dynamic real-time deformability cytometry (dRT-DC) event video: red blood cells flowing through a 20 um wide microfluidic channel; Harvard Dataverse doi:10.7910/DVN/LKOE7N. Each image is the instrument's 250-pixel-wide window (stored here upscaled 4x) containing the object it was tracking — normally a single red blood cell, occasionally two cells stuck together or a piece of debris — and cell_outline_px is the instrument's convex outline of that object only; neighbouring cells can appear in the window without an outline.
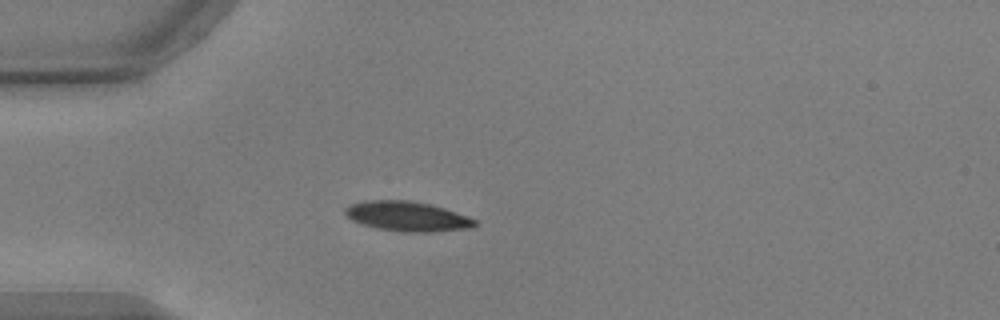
{"species": "common noctule bat (a hibernating species)", "species_latin": "Nyctalus noctula", "temperature_condition": "warm", "stored_images_in_passage": 40, "camera_frame_rate_fps": 3000, "um_per_image_px": 0.085, "animal": {"sex": "male", "body_mass_g": 17.9, "forearm_length_mm": 54.2}, "frame": {"image": 1, "passage_image": 1, "time_ms": 0.0, "image_size_px": [1000, 320], "cell_outline_px": [[476, 224], [472, 228], [432, 232], [404, 232], [376, 228], [360, 224], [352, 220], [344, 212], [344, 208], [348, 204], [364, 200], [408, 200], [428, 204], [444, 208], [468, 216], [476, 220]], "centroid_in_image_um": [34.58, 18.39], "position_along_channel_um": 50.4, "area_um2": 22.66}}
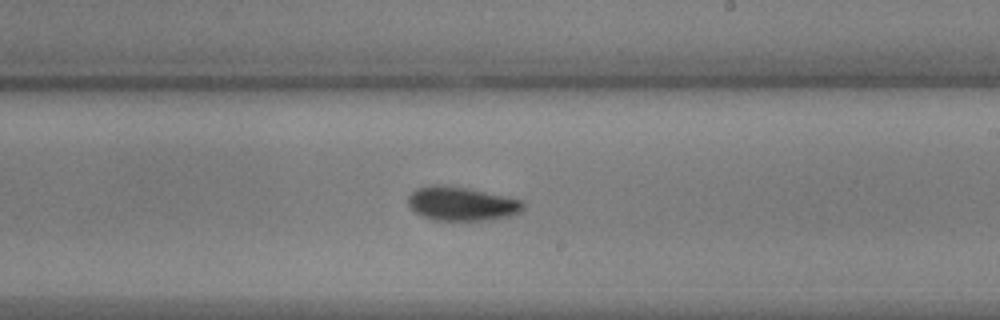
{"frame": {"image": 2, "passage_image": 18, "time_ms": 5.667, "image_size_px": [1000, 320], "cell_outline_px": [[524, 208], [520, 212], [508, 216], [492, 220], [432, 220], [420, 216], [408, 208], [408, 196], [416, 188], [432, 184], [440, 184], [464, 188], [508, 196], [524, 200]], "centroid_in_image_um": [39.21, 17.32], "position_along_channel_um": 249.8, "area_um2": 23.06}}
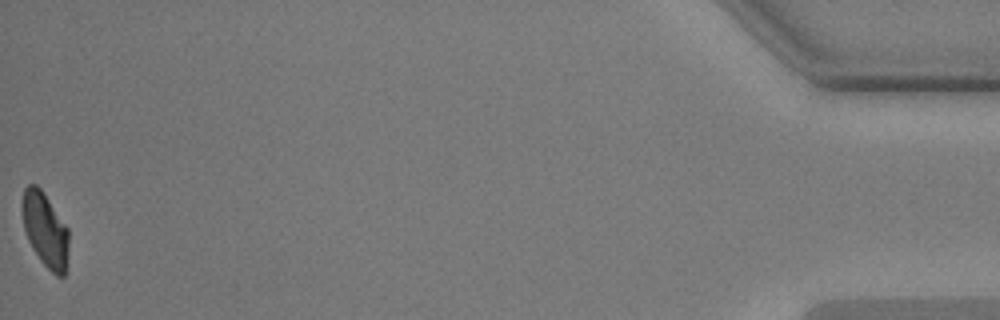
{"frame": {"image": 3, "passage_image": 40, "time_ms": 13.0, "image_size_px": [1000, 320], "cell_outline_px": [[68, 248], [64, 276], [56, 276], [40, 260], [32, 248], [28, 240], [24, 228], [20, 208], [20, 204], [24, 188], [28, 184], [36, 184], [40, 188], [68, 228]], "centroid_in_image_um": [3.8, 19.5], "position_along_channel_um": 431.4, "area_um2": 20.17}, "authors_computed_cell_mechanics": {"area_um2": 22.0796, "velocity_mm_per_s": 3.743, "shape_relaxation_time_tau1_ms": 2.9391, "shape_relaxation_time_tau2_ms": 4.6173, "deformation_change_tau1": 0.1365, "deformation_change_tau2": 0.0599}}